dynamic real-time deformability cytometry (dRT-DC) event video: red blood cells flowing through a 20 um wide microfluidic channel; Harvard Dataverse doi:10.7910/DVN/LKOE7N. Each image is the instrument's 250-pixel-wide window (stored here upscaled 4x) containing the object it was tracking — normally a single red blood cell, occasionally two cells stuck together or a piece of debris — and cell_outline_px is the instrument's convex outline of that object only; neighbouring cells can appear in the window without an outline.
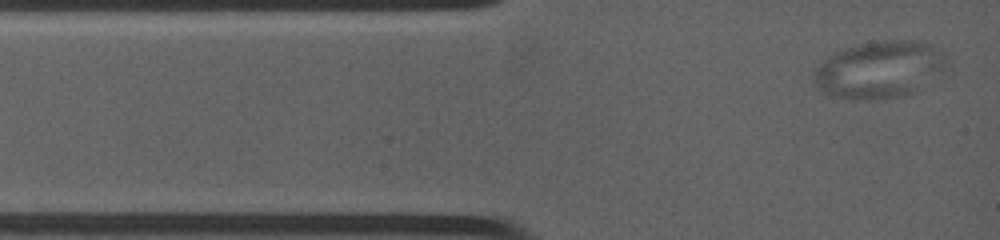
{"species": "common noctule bat (a hibernating species)", "species_latin": "Nyctalus noctula", "temperature_condition": "warm", "stored_images_in_passage": 8, "camera_frame_rate_fps": 4500, "um_per_image_px": 0.085, "animal": {"sex": "female", "body_mass_g": 19.0, "forearm_length_mm": 53.3}, "frame": {"image": 1, "passage_image": 1, "time_ms": 0.0, "image_size_px": [1000, 240], "cell_outline_px": [[928, 48], [908, 92], [896, 96], [844, 96], [824, 92], [816, 80], [816, 72], [832, 56], [848, 48], [872, 44], [912, 40], [928, 44]], "centroid_in_image_um": [74.19, 5.91], "position_along_channel_um": 10.8, "area_um2": 34.51}}